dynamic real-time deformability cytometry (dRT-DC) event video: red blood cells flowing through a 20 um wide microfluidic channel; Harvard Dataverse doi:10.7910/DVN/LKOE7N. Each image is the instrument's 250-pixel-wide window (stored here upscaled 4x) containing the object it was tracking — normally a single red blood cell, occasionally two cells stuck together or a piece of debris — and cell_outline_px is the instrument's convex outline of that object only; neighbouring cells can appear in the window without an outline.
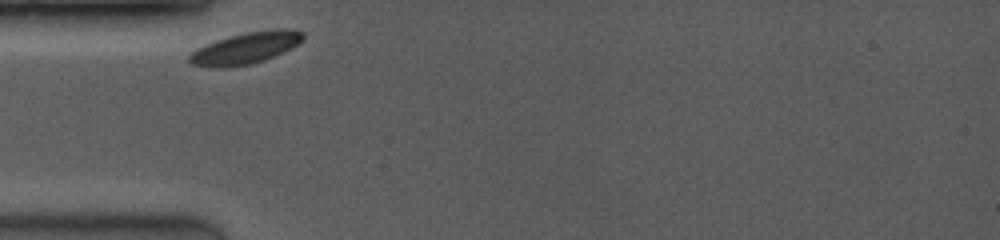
{"species": "common noctule bat (a hibernating species)", "species_latin": "Nyctalus noctula", "temperature_condition": "room temperature", "stored_images_in_passage": 17, "camera_frame_rate_fps": 3500, "um_per_image_px": 0.085, "animal": {"sex": "female", "body_mass_g": 19.0, "forearm_length_mm": 53.3}, "frame": {"image": 1, "passage_image": 1, "time_ms": 0.0, "image_size_px": [1000, 240], "cell_outline_px": [[304, 40], [264, 60], [252, 64], [224, 68], [212, 68], [192, 64], [188, 60], [188, 56], [196, 48], [216, 40], [248, 32], [276, 28], [284, 28], [304, 32]], "centroid_in_image_um": [20.84, 4.09], "position_along_channel_um": 64.2, "area_um2": 20.69}}
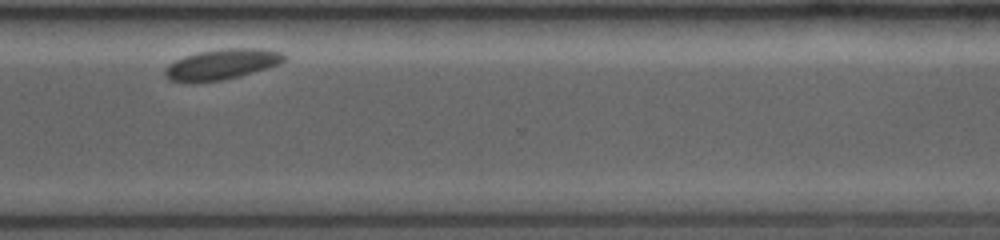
{"frame": {"image": 2, "passage_image": 15, "time_ms": 8.0, "image_size_px": [1000, 240], "cell_outline_px": [[284, 60], [280, 64], [240, 76], [220, 80], [184, 84], [168, 80], [164, 76], [164, 68], [168, 64], [184, 56], [200, 52], [220, 48], [260, 48], [280, 52], [284, 56]], "centroid_in_image_um": [18.77, 5.48], "position_along_channel_um": 351.8, "area_um2": 21.39}}
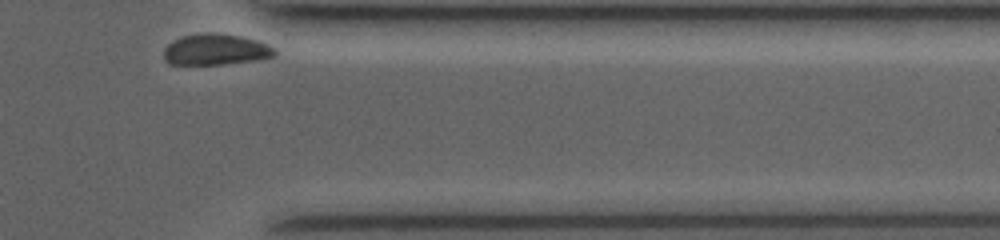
{"frame": {"image": 3, "passage_image": 17, "time_ms": 9.143, "image_size_px": [1000, 240], "cell_outline_px": [[276, 56], [252, 60], [220, 64], [168, 64], [164, 56], [164, 48], [168, 44], [184, 36], [204, 32], [216, 32], [244, 36], [268, 44], [276, 48]], "centroid_in_image_um": [18.36, 4.19], "position_along_channel_um": 393.0, "area_um2": 20.06}}